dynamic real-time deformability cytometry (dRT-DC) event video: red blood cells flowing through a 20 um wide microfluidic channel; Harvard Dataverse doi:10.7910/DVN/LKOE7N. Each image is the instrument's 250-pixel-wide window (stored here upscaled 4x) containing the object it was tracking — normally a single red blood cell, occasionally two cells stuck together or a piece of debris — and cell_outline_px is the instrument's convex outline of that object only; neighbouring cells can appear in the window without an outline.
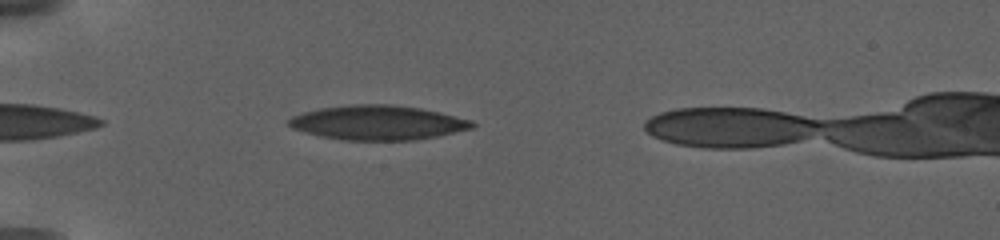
{"species": "human", "species_latin": "Homo sapiens", "temperature_condition": "warm", "stored_images_in_passage": 5, "camera_frame_rate_fps": 3000, "um_per_image_px": 0.085, "donor": {"sex": "female"}, "frame": {"image": 1, "passage_image": 1, "time_ms": 0.0, "image_size_px": [1000, 240], "cell_outline_px": [[476, 124], [472, 128], [436, 136], [412, 140], [348, 140], [320, 136], [292, 128], [288, 124], [288, 120], [292, 116], [304, 112], [320, 108], [352, 104], [392, 104], [420, 108], [440, 112], [472, 120]], "centroid_in_image_um": [32.12, 10.41], "position_along_channel_um": 52.9, "area_um2": 36.65}}
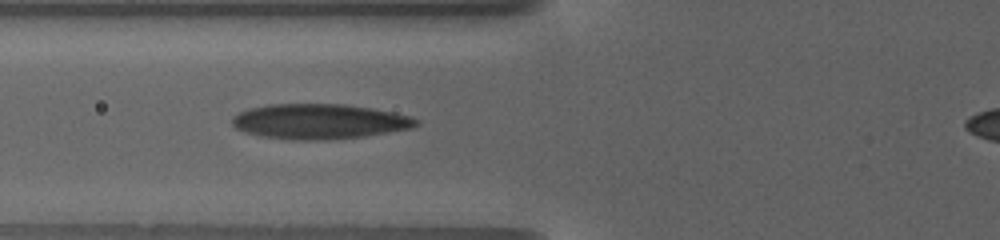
{"frame": {"image": 2, "passage_image": 3, "time_ms": 2.333, "image_size_px": [1000, 240], "cell_outline_px": [[420, 124], [412, 128], [364, 136], [328, 140], [292, 140], [260, 136], [244, 132], [236, 128], [232, 124], [232, 116], [248, 108], [264, 104], [348, 104], [372, 108], [392, 112], [408, 116], [420, 120]], "centroid_in_image_um": [27.12, 10.32], "position_along_channel_um": 98.7, "area_um2": 37.92}}